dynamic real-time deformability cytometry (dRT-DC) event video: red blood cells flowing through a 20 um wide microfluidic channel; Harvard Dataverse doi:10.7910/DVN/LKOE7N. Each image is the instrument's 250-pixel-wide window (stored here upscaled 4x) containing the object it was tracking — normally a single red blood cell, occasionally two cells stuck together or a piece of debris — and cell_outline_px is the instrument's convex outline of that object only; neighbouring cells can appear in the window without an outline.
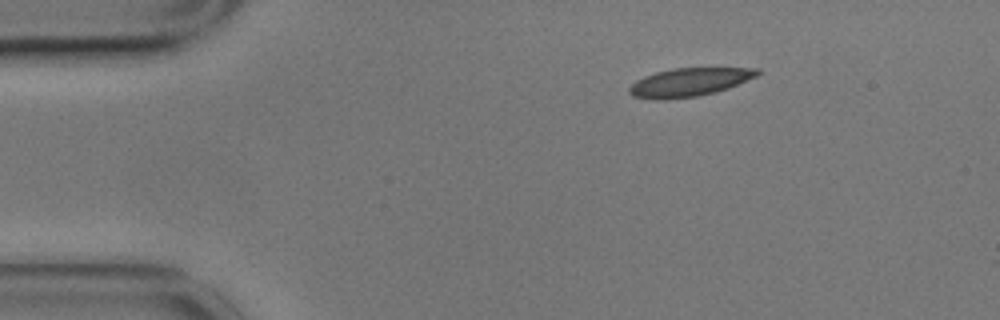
{"species": "common noctule bat (a hibernating species)", "species_latin": "Nyctalus noctula", "temperature_condition": "cold", "stored_images_in_passage": 8, "camera_frame_rate_fps": 3000, "um_per_image_px": 0.085, "animal": {"sex": "male", "body_mass_g": 17.9}, "frame": {"image": 1, "passage_image": 1, "time_ms": 0.0, "image_size_px": [1000, 320], "cell_outline_px": [[760, 72], [756, 76], [728, 88], [716, 92], [696, 96], [668, 100], [656, 100], [632, 96], [628, 92], [628, 88], [636, 80], [644, 76], [656, 72], [672, 68], [760, 68]], "centroid_in_image_um": [58.54, 6.99], "position_along_channel_um": 26.5, "area_um2": 21.21}}